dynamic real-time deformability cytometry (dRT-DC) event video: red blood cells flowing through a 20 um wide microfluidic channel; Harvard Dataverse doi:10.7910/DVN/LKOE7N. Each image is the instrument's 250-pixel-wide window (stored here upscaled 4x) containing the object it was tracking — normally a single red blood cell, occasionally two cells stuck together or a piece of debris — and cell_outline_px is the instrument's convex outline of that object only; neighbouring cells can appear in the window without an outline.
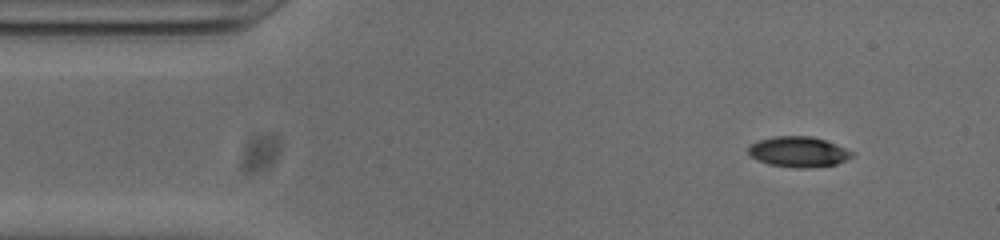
{"species": "common noctule bat (a hibernating species)", "species_latin": "Nyctalus noctula", "temperature_condition": "cold", "stored_images_in_passage": 50, "camera_frame_rate_fps": 3000, "um_per_image_px": 0.085, "animal": {"sex": "male", "body_mass_g": 20.0, "forearm_length_mm": 53.3}, "frame": {"image": 1, "passage_image": 5, "time_ms": 1.333, "image_size_px": [1000, 240], "cell_outline_px": [[852, 156], [836, 164], [812, 168], [796, 168], [768, 164], [756, 160], [748, 152], [748, 148], [752, 144], [760, 140], [776, 136], [812, 136], [836, 144], [852, 152]], "centroid_in_image_um": [67.85, 12.91], "position_along_channel_um": 17.2, "area_um2": 18.21}}
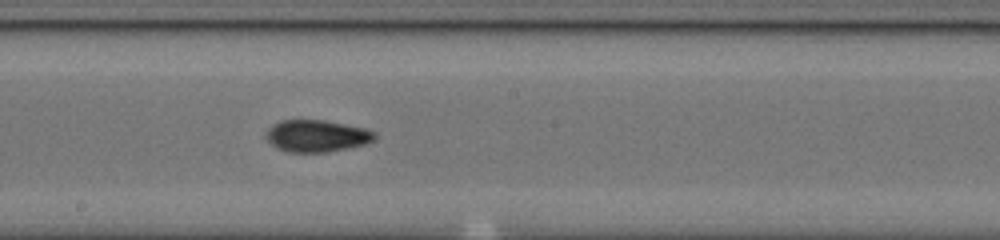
{"frame": {"image": 2, "passage_image": 27, "time_ms": 8.667, "image_size_px": [1000, 240], "cell_outline_px": [[376, 136], [372, 140], [364, 144], [348, 148], [328, 152], [288, 152], [276, 148], [264, 136], [268, 128], [272, 124], [280, 120], [324, 120], [364, 128], [376, 132]], "centroid_in_image_um": [26.88, 11.55], "position_along_channel_um": 221.3, "area_um2": 20.23}}
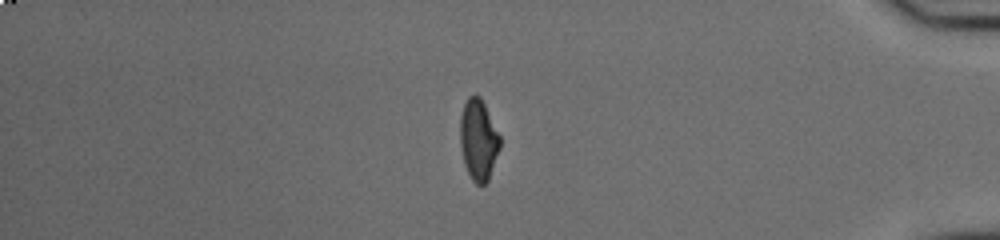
{"frame": {"image": 3, "passage_image": 44, "time_ms": 14.333, "image_size_px": [1000, 240], "cell_outline_px": [[500, 148], [488, 180], [484, 184], [476, 184], [472, 180], [464, 164], [460, 144], [460, 116], [464, 104], [468, 96], [480, 96], [500, 136]], "centroid_in_image_um": [40.65, 11.89], "position_along_channel_um": 394.5, "area_um2": 18.61}, "authors_computed_cell_mechanics": {"area_um2": 19.3052, "velocity_mm_per_s": 3.7943, "shape_relaxation_time_tau1_ms": null, "shape_relaxation_time_tau2_ms": 2.4138, "deformation_change_tau1": null, "deformation_change_tau2": 0.0752}}